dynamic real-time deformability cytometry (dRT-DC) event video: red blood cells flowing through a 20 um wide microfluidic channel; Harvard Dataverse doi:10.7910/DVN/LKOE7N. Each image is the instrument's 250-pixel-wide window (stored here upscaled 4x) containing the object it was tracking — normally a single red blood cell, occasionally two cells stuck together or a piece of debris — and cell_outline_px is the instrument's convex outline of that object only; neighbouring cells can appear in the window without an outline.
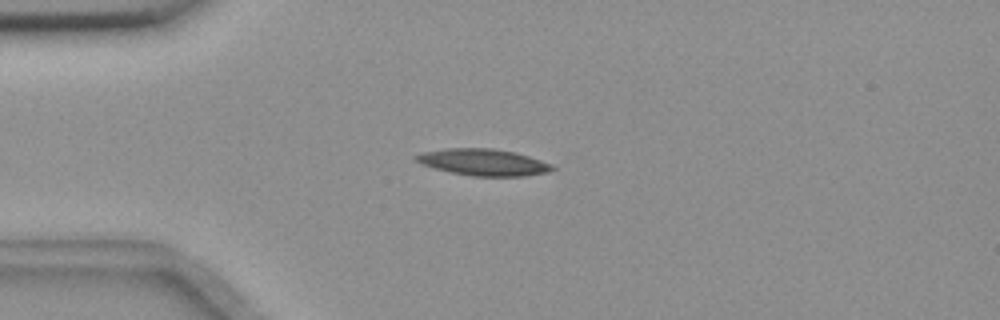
{"species": "common noctule bat (a hibernating species)", "species_latin": "Nyctalus noctula", "temperature_condition": "room temperature", "stored_images_in_passage": 46, "camera_frame_rate_fps": 3000, "um_per_image_px": 0.085, "animal": {"sex": "female", "body_mass_g": 18.4}, "frame": {"image": 1, "passage_image": 13, "time_ms": 4.0, "image_size_px": [1000, 320], "cell_outline_px": [[556, 168], [548, 172], [524, 176], [472, 176], [452, 172], [436, 168], [424, 164], [416, 160], [416, 156], [420, 152], [444, 148], [492, 148], [516, 152], [552, 164]], "centroid_in_image_um": [41.12, 13.78], "position_along_channel_um": 43.9, "area_um2": 20.98}}
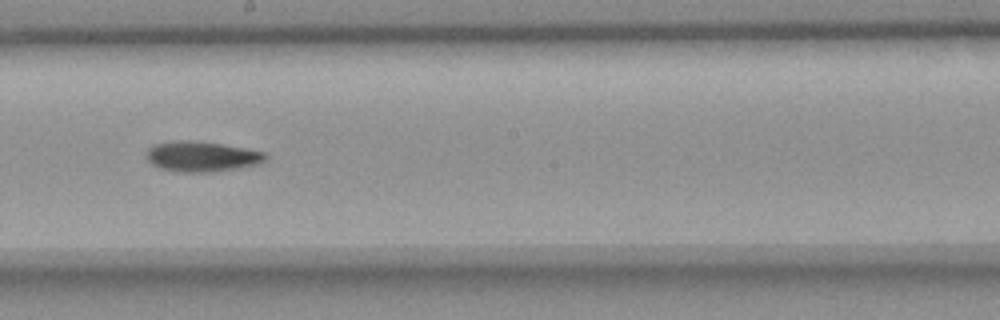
{"frame": {"image": 2, "passage_image": 30, "time_ms": 9.667, "image_size_px": [1000, 320], "cell_outline_px": [[268, 156], [264, 160], [256, 164], [236, 168], [208, 172], [180, 172], [160, 168], [152, 164], [144, 156], [148, 148], [156, 144], [172, 140], [188, 140], [220, 144], [244, 148], [264, 152]], "centroid_in_image_um": [17.08, 13.29], "position_along_channel_um": 231.1, "area_um2": 20.81}}
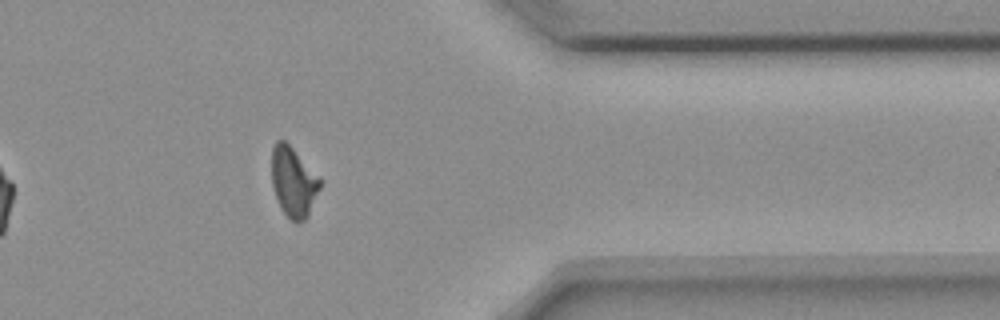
{"frame": {"image": 3, "passage_image": 44, "time_ms": 14.333, "image_size_px": [1000, 320], "cell_outline_px": [[320, 188], [308, 216], [304, 220], [296, 224], [280, 208], [272, 184], [272, 148], [276, 140], [284, 140], [320, 176]], "centroid_in_image_um": [24.95, 15.47], "position_along_channel_um": 386.5, "area_um2": 19.59}}